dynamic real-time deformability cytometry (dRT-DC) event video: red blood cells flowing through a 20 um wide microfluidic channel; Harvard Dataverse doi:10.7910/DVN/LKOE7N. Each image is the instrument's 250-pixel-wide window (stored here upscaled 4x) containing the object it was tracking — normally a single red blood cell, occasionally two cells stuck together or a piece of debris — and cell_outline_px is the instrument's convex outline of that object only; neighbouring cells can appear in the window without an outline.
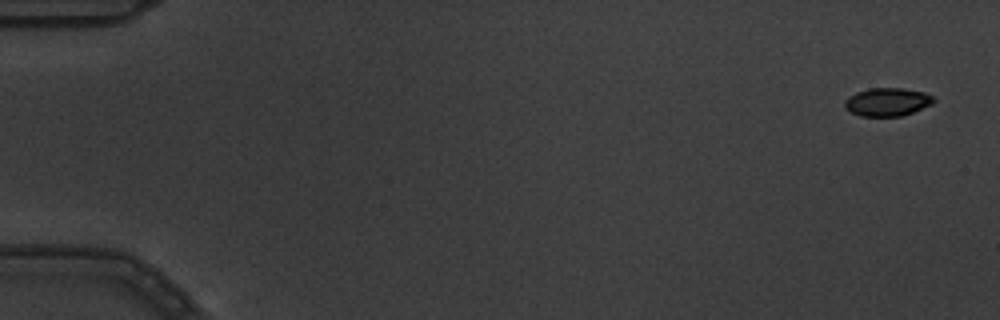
{"species": "common noctule bat (a hibernating species)", "species_latin": "Nyctalus noctula", "temperature_condition": "warm", "stored_images_in_passage": 9, "camera_frame_rate_fps": 3000, "um_per_image_px": 0.085, "animal": {"sex": "male", "body_mass_g": 19.5, "forearm_length_mm": 54.6}, "frame": {"image": 1, "passage_image": 1, "time_ms": 0.0, "image_size_px": [1000, 320], "cell_outline_px": [[936, 100], [932, 104], [912, 112], [900, 116], [860, 116], [844, 108], [844, 100], [848, 96], [856, 92], [868, 88], [904, 88], [924, 92], [932, 96]], "centroid_in_image_um": [75.4, 8.65], "position_along_channel_um": 9.6, "area_um2": 14.68}}
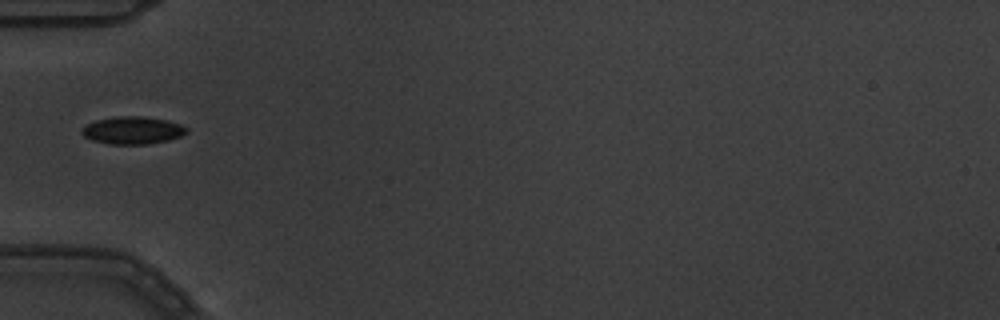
{"frame": {"image": 2, "passage_image": 6, "time_ms": 1.667, "image_size_px": [1000, 320], "cell_outline_px": [[188, 132], [180, 136], [168, 140], [148, 144], [108, 144], [92, 140], [84, 136], [80, 132], [80, 128], [96, 120], [116, 116], [140, 116], [168, 120], [180, 124], [188, 128]], "centroid_in_image_um": [11.26, 11.07], "position_along_channel_um": 73.7, "area_um2": 16.88}}
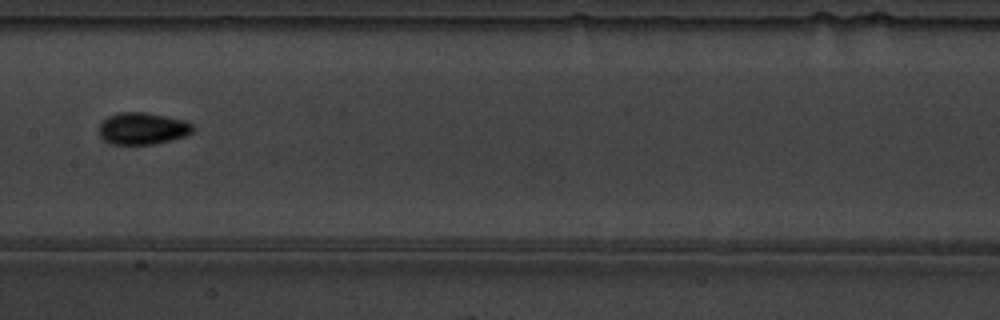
{"frame": {"image": 3, "passage_image": 9, "time_ms": 2.667, "image_size_px": [1000, 320], "cell_outline_px": [[196, 128], [192, 132], [184, 136], [172, 140], [152, 144], [108, 144], [100, 136], [100, 124], [108, 116], [120, 112], [144, 112], [184, 120], [192, 124]], "centroid_in_image_um": [12.12, 10.93], "position_along_channel_um": 195.3, "area_um2": 17.4}}